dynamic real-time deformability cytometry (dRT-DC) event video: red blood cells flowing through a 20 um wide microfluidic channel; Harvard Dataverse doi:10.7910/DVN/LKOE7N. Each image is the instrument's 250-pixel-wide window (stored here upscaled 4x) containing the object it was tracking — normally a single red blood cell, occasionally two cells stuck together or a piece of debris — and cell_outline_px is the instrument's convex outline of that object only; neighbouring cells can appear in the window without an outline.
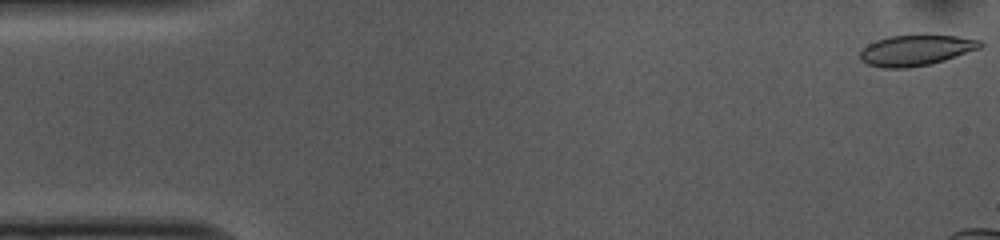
{"species": "common noctule bat (a hibernating species)", "species_latin": "Nyctalus noctula", "temperature_condition": "cold", "stored_images_in_passage": 13, "camera_frame_rate_fps": 3000, "um_per_image_px": 0.085, "animal": {"sex": "female", "body_mass_g": 10.0, "forearm_length_mm": 53.1}, "frame": {"image": 1, "passage_image": 1, "time_ms": 0.0, "image_size_px": [1000, 240], "cell_outline_px": [[984, 44], [980, 48], [944, 60], [928, 64], [904, 68], [884, 68], [868, 64], [860, 60], [860, 52], [868, 44], [876, 40], [888, 36], [956, 36], [984, 40]], "centroid_in_image_um": [77.86, 4.27], "position_along_channel_um": 7.1, "area_um2": 21.15}}